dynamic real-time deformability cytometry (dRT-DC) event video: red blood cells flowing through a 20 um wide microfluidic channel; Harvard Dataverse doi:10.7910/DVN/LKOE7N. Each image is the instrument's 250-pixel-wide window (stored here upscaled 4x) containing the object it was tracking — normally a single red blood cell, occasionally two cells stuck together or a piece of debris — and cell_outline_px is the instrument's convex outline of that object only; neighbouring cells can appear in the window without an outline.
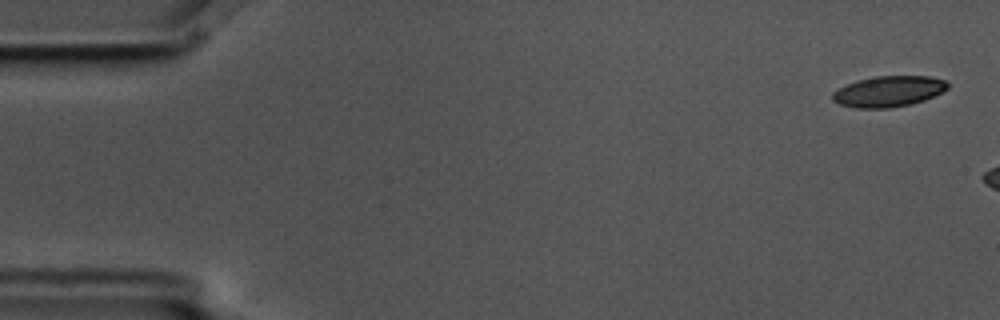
{"species": "common noctule bat (a hibernating species)", "species_latin": "Nyctalus noctula", "temperature_condition": "cold", "stored_images_in_passage": 4, "camera_frame_rate_fps": 3000, "um_per_image_px": 0.085, "animal": {"sex": "male", "body_mass_g": 17.5, "forearm_length_mm": 52.3}, "frame": {"image": 1, "passage_image": 4, "time_ms": 1.0, "image_size_px": [1000, 320], "cell_outline_px": [[948, 88], [924, 100], [908, 104], [888, 108], [856, 108], [840, 104], [832, 100], [832, 92], [856, 80], [876, 76], [932, 76], [944, 80], [948, 84]], "centroid_in_image_um": [75.5, 7.76], "position_along_channel_um": 9.5, "area_um2": 20.46}}